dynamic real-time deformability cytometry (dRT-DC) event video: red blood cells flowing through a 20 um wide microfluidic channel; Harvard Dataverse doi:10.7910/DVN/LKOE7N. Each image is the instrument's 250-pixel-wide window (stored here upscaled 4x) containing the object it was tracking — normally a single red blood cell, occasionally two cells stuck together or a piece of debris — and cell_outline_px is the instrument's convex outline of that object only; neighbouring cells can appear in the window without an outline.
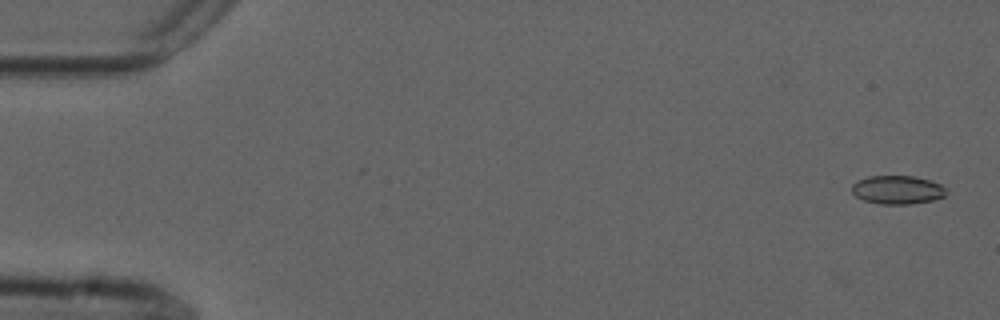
{"species": "common noctule bat (a hibernating species)", "species_latin": "Nyctalus noctula", "temperature_condition": "cold", "stored_images_in_passage": 27, "camera_frame_rate_fps": 3000, "um_per_image_px": 0.085, "animal": {"sex": "male", "forearm_length_mm": 52.5}, "frame": {"image": 1, "passage_image": 1, "time_ms": 0.0, "image_size_px": [1000, 320], "cell_outline_px": [[948, 192], [944, 196], [932, 200], [912, 204], [880, 204], [864, 200], [856, 196], [852, 192], [852, 184], [856, 180], [868, 176], [916, 176], [940, 184]], "centroid_in_image_um": [76.26, 16.13], "position_along_channel_um": 8.7, "area_um2": 15.72}}
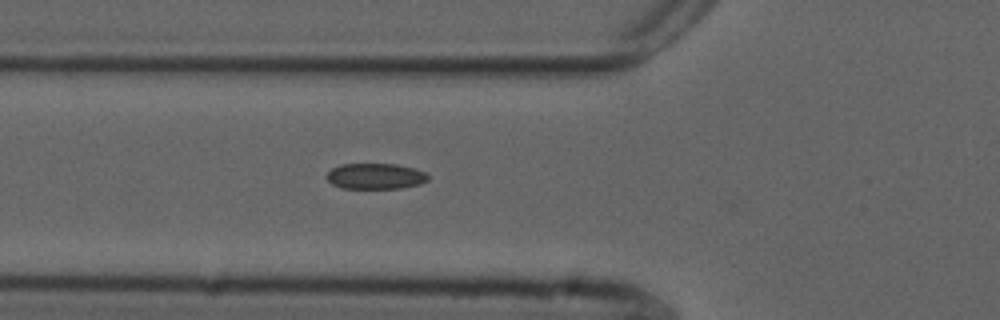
{"frame": {"image": 2, "passage_image": 19, "time_ms": 6.0, "image_size_px": [1000, 320], "cell_outline_px": [[428, 180], [420, 184], [400, 188], [340, 188], [332, 184], [328, 180], [328, 172], [332, 168], [340, 164], [396, 164], [412, 168], [424, 172], [428, 176]], "centroid_in_image_um": [31.9, 14.98], "position_along_channel_um": 93.9, "area_um2": 15.09}}
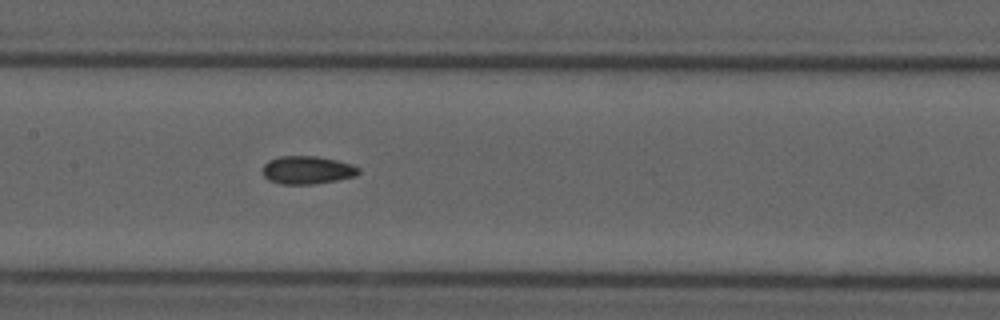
{"frame": {"image": 3, "passage_image": 26, "time_ms": 8.333, "image_size_px": [1000, 320], "cell_outline_px": [[360, 172], [356, 176], [336, 180], [312, 184], [280, 184], [268, 180], [264, 176], [264, 164], [268, 160], [280, 156], [316, 156], [336, 160], [352, 164], [360, 168]], "centroid_in_image_um": [26.12, 14.45], "position_along_channel_um": 181.3, "area_um2": 15.66}}